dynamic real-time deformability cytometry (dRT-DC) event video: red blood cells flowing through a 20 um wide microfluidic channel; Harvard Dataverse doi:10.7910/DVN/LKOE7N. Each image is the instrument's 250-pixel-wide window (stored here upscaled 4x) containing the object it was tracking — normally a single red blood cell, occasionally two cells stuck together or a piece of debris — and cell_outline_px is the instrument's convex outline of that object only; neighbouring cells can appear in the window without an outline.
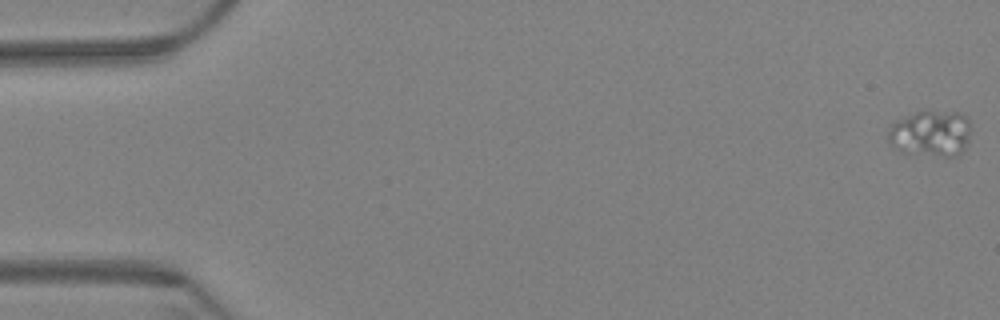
{"species": "Egyptian fruit bat (a non-hibernating species)", "species_latin": "Rousettus aegyptiacus", "temperature_condition": "warm", "stored_images_in_passage": 16, "segment_of_instrument_passage": [1, 2], "camera_frame_rate_fps": 3000, "um_per_image_px": 0.085, "animal": {"sex": "female"}, "frame": {"image": 1, "passage_image": 1, "time_ms": 0.0, "image_size_px": [1000, 320], "cell_outline_px": [[968, 140], [960, 156], [944, 156], [900, 152], [888, 144], [888, 128], [896, 120], [916, 112], [956, 112], [968, 116]], "centroid_in_image_um": [79.07, 11.36], "position_along_channel_um": 5.9, "area_um2": 22.2}}